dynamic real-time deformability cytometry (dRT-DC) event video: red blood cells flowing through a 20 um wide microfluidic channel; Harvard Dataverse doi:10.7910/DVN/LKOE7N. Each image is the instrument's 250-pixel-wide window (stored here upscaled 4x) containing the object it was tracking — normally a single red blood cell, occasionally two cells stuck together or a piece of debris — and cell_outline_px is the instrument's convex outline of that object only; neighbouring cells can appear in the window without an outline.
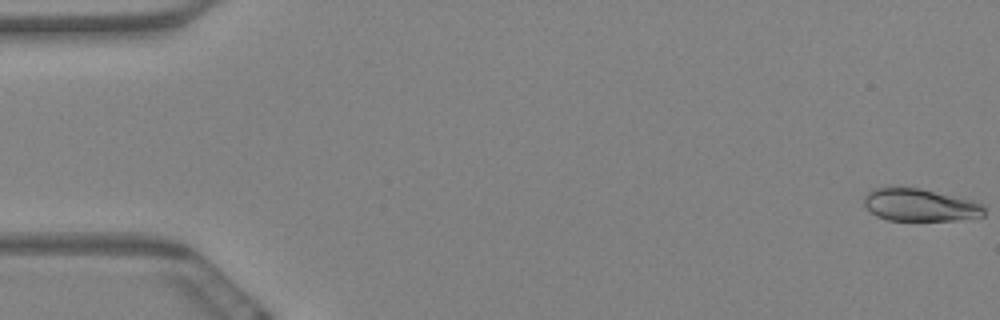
{"species": "Egyptian fruit bat (a non-hibernating species)", "species_latin": "Rousettus aegyptiacus", "temperature_condition": "warm", "stored_images_in_passage": 19, "camera_frame_rate_fps": 3000, "um_per_image_px": 0.085, "animal": {"sex": "female"}, "frame": {"image": 1, "passage_image": 1, "time_ms": 0.0, "image_size_px": [1000, 320], "cell_outline_px": [[984, 216], [956, 220], [888, 220], [876, 216], [864, 204], [864, 196], [872, 188], [888, 184], [892, 184], [920, 188], [976, 200], [984, 208]], "centroid_in_image_um": [78.15, 17.37], "position_along_channel_um": 6.8, "area_um2": 23.47}}
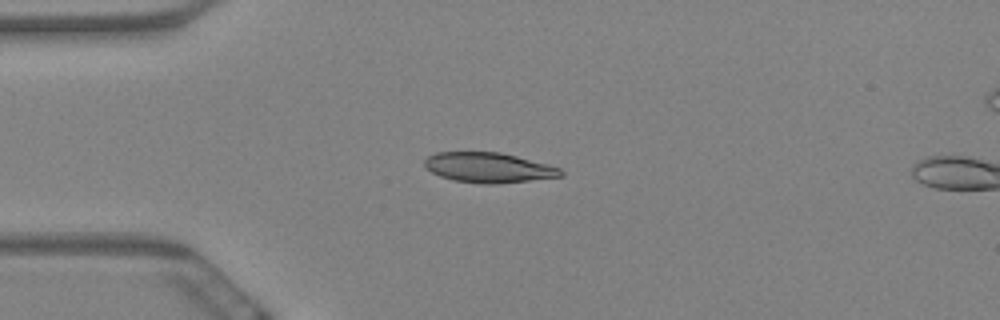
{"frame": {"image": 2, "passage_image": 16, "time_ms": 5.0, "image_size_px": [1000, 320], "cell_outline_px": [[564, 176], [496, 184], [480, 184], [452, 180], [440, 176], [432, 172], [424, 164], [424, 160], [428, 156], [436, 152], [500, 152], [548, 164], [560, 168], [564, 172]], "centroid_in_image_um": [41.53, 14.25], "position_along_channel_um": 43.5, "area_um2": 23.87}}